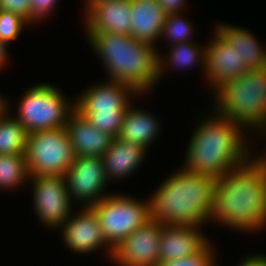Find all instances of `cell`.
<instances>
[{
    "mask_svg": "<svg viewBox=\"0 0 266 266\" xmlns=\"http://www.w3.org/2000/svg\"><path fill=\"white\" fill-rule=\"evenodd\" d=\"M210 221L243 233L266 229V164L258 154L216 179Z\"/></svg>",
    "mask_w": 266,
    "mask_h": 266,
    "instance_id": "obj_1",
    "label": "cell"
},
{
    "mask_svg": "<svg viewBox=\"0 0 266 266\" xmlns=\"http://www.w3.org/2000/svg\"><path fill=\"white\" fill-rule=\"evenodd\" d=\"M213 112L197 121L199 124L191 131L182 167L188 172L218 179L248 161L256 150L253 151L251 144L253 139L248 140L247 134L251 132L215 110Z\"/></svg>",
    "mask_w": 266,
    "mask_h": 266,
    "instance_id": "obj_2",
    "label": "cell"
},
{
    "mask_svg": "<svg viewBox=\"0 0 266 266\" xmlns=\"http://www.w3.org/2000/svg\"><path fill=\"white\" fill-rule=\"evenodd\" d=\"M149 195L151 219L162 225L197 226L209 222L216 179L182 166Z\"/></svg>",
    "mask_w": 266,
    "mask_h": 266,
    "instance_id": "obj_3",
    "label": "cell"
},
{
    "mask_svg": "<svg viewBox=\"0 0 266 266\" xmlns=\"http://www.w3.org/2000/svg\"><path fill=\"white\" fill-rule=\"evenodd\" d=\"M89 46L96 53L108 79L130 85L144 95L159 81V55L153 44L117 33H85Z\"/></svg>",
    "mask_w": 266,
    "mask_h": 266,
    "instance_id": "obj_4",
    "label": "cell"
},
{
    "mask_svg": "<svg viewBox=\"0 0 266 266\" xmlns=\"http://www.w3.org/2000/svg\"><path fill=\"white\" fill-rule=\"evenodd\" d=\"M213 95L219 115L260 135L266 126V67L224 82Z\"/></svg>",
    "mask_w": 266,
    "mask_h": 266,
    "instance_id": "obj_5",
    "label": "cell"
},
{
    "mask_svg": "<svg viewBox=\"0 0 266 266\" xmlns=\"http://www.w3.org/2000/svg\"><path fill=\"white\" fill-rule=\"evenodd\" d=\"M61 89L49 83H36L22 94L15 118L28 133L64 128L76 109L75 99H67Z\"/></svg>",
    "mask_w": 266,
    "mask_h": 266,
    "instance_id": "obj_6",
    "label": "cell"
},
{
    "mask_svg": "<svg viewBox=\"0 0 266 266\" xmlns=\"http://www.w3.org/2000/svg\"><path fill=\"white\" fill-rule=\"evenodd\" d=\"M91 208L99 219L105 239L113 249L151 218L149 198L139 201L126 193L124 195L113 191Z\"/></svg>",
    "mask_w": 266,
    "mask_h": 266,
    "instance_id": "obj_7",
    "label": "cell"
},
{
    "mask_svg": "<svg viewBox=\"0 0 266 266\" xmlns=\"http://www.w3.org/2000/svg\"><path fill=\"white\" fill-rule=\"evenodd\" d=\"M25 157L30 177L65 175L76 158L65 127L29 133Z\"/></svg>",
    "mask_w": 266,
    "mask_h": 266,
    "instance_id": "obj_8",
    "label": "cell"
},
{
    "mask_svg": "<svg viewBox=\"0 0 266 266\" xmlns=\"http://www.w3.org/2000/svg\"><path fill=\"white\" fill-rule=\"evenodd\" d=\"M29 182L33 184V207L39 222L48 229L60 228L74 211L65 176L30 177Z\"/></svg>",
    "mask_w": 266,
    "mask_h": 266,
    "instance_id": "obj_9",
    "label": "cell"
},
{
    "mask_svg": "<svg viewBox=\"0 0 266 266\" xmlns=\"http://www.w3.org/2000/svg\"><path fill=\"white\" fill-rule=\"evenodd\" d=\"M64 176L70 198L73 204L80 202L79 207H92L111 194L106 192L109 182L102 157H76Z\"/></svg>",
    "mask_w": 266,
    "mask_h": 266,
    "instance_id": "obj_10",
    "label": "cell"
},
{
    "mask_svg": "<svg viewBox=\"0 0 266 266\" xmlns=\"http://www.w3.org/2000/svg\"><path fill=\"white\" fill-rule=\"evenodd\" d=\"M80 209L76 213L72 212L59 228L63 245L67 250L69 248L71 252L82 255L104 249L105 257L111 261L114 249L105 239L95 211L91 207Z\"/></svg>",
    "mask_w": 266,
    "mask_h": 266,
    "instance_id": "obj_11",
    "label": "cell"
},
{
    "mask_svg": "<svg viewBox=\"0 0 266 266\" xmlns=\"http://www.w3.org/2000/svg\"><path fill=\"white\" fill-rule=\"evenodd\" d=\"M161 227L150 218L116 246L110 262L117 266H158Z\"/></svg>",
    "mask_w": 266,
    "mask_h": 266,
    "instance_id": "obj_12",
    "label": "cell"
},
{
    "mask_svg": "<svg viewBox=\"0 0 266 266\" xmlns=\"http://www.w3.org/2000/svg\"><path fill=\"white\" fill-rule=\"evenodd\" d=\"M206 43L204 82L215 92L224 82L248 71L242 56L216 31Z\"/></svg>",
    "mask_w": 266,
    "mask_h": 266,
    "instance_id": "obj_13",
    "label": "cell"
},
{
    "mask_svg": "<svg viewBox=\"0 0 266 266\" xmlns=\"http://www.w3.org/2000/svg\"><path fill=\"white\" fill-rule=\"evenodd\" d=\"M87 88L75 97L77 111L127 110L131 103H135L132 99L141 96L130 85L112 80L95 83Z\"/></svg>",
    "mask_w": 266,
    "mask_h": 266,
    "instance_id": "obj_14",
    "label": "cell"
},
{
    "mask_svg": "<svg viewBox=\"0 0 266 266\" xmlns=\"http://www.w3.org/2000/svg\"><path fill=\"white\" fill-rule=\"evenodd\" d=\"M131 0H102L83 15L85 33H117L131 35Z\"/></svg>",
    "mask_w": 266,
    "mask_h": 266,
    "instance_id": "obj_15",
    "label": "cell"
},
{
    "mask_svg": "<svg viewBox=\"0 0 266 266\" xmlns=\"http://www.w3.org/2000/svg\"><path fill=\"white\" fill-rule=\"evenodd\" d=\"M201 227L162 225L159 261L168 262L200 253L211 241Z\"/></svg>",
    "mask_w": 266,
    "mask_h": 266,
    "instance_id": "obj_16",
    "label": "cell"
},
{
    "mask_svg": "<svg viewBox=\"0 0 266 266\" xmlns=\"http://www.w3.org/2000/svg\"><path fill=\"white\" fill-rule=\"evenodd\" d=\"M65 129L67 130L76 157H102L109 149L113 140V137L108 133L96 129L76 109L69 116Z\"/></svg>",
    "mask_w": 266,
    "mask_h": 266,
    "instance_id": "obj_17",
    "label": "cell"
},
{
    "mask_svg": "<svg viewBox=\"0 0 266 266\" xmlns=\"http://www.w3.org/2000/svg\"><path fill=\"white\" fill-rule=\"evenodd\" d=\"M146 153L147 149L140 145L113 138L109 149L102 156L108 182L132 176L142 165Z\"/></svg>",
    "mask_w": 266,
    "mask_h": 266,
    "instance_id": "obj_18",
    "label": "cell"
},
{
    "mask_svg": "<svg viewBox=\"0 0 266 266\" xmlns=\"http://www.w3.org/2000/svg\"><path fill=\"white\" fill-rule=\"evenodd\" d=\"M131 9V35L157 48L166 18L158 0H131Z\"/></svg>",
    "mask_w": 266,
    "mask_h": 266,
    "instance_id": "obj_19",
    "label": "cell"
},
{
    "mask_svg": "<svg viewBox=\"0 0 266 266\" xmlns=\"http://www.w3.org/2000/svg\"><path fill=\"white\" fill-rule=\"evenodd\" d=\"M220 23V24H219ZM217 21L215 30L242 56L248 70L266 67V47L244 27Z\"/></svg>",
    "mask_w": 266,
    "mask_h": 266,
    "instance_id": "obj_20",
    "label": "cell"
},
{
    "mask_svg": "<svg viewBox=\"0 0 266 266\" xmlns=\"http://www.w3.org/2000/svg\"><path fill=\"white\" fill-rule=\"evenodd\" d=\"M132 104L125 113L117 138L148 150L161 131L159 118L154 116V112L137 108Z\"/></svg>",
    "mask_w": 266,
    "mask_h": 266,
    "instance_id": "obj_21",
    "label": "cell"
},
{
    "mask_svg": "<svg viewBox=\"0 0 266 266\" xmlns=\"http://www.w3.org/2000/svg\"><path fill=\"white\" fill-rule=\"evenodd\" d=\"M167 55H159V81L166 70H188L197 64L201 66L202 75L205 74L206 44L202 47L197 42L179 43L169 46ZM172 68H168V67ZM188 68V69H187Z\"/></svg>",
    "mask_w": 266,
    "mask_h": 266,
    "instance_id": "obj_22",
    "label": "cell"
},
{
    "mask_svg": "<svg viewBox=\"0 0 266 266\" xmlns=\"http://www.w3.org/2000/svg\"><path fill=\"white\" fill-rule=\"evenodd\" d=\"M10 107L6 99V110L0 115V155L25 154L29 133L14 114L10 115Z\"/></svg>",
    "mask_w": 266,
    "mask_h": 266,
    "instance_id": "obj_23",
    "label": "cell"
},
{
    "mask_svg": "<svg viewBox=\"0 0 266 266\" xmlns=\"http://www.w3.org/2000/svg\"><path fill=\"white\" fill-rule=\"evenodd\" d=\"M29 178L25 154L0 155V190L19 189Z\"/></svg>",
    "mask_w": 266,
    "mask_h": 266,
    "instance_id": "obj_24",
    "label": "cell"
},
{
    "mask_svg": "<svg viewBox=\"0 0 266 266\" xmlns=\"http://www.w3.org/2000/svg\"><path fill=\"white\" fill-rule=\"evenodd\" d=\"M193 22H191L182 13L167 14L165 23L161 31L160 39L167 40V45L172 46L174 44L197 42L194 41L193 35L196 30ZM170 43V44H169Z\"/></svg>",
    "mask_w": 266,
    "mask_h": 266,
    "instance_id": "obj_25",
    "label": "cell"
},
{
    "mask_svg": "<svg viewBox=\"0 0 266 266\" xmlns=\"http://www.w3.org/2000/svg\"><path fill=\"white\" fill-rule=\"evenodd\" d=\"M127 110L79 111L98 130L117 138Z\"/></svg>",
    "mask_w": 266,
    "mask_h": 266,
    "instance_id": "obj_26",
    "label": "cell"
},
{
    "mask_svg": "<svg viewBox=\"0 0 266 266\" xmlns=\"http://www.w3.org/2000/svg\"><path fill=\"white\" fill-rule=\"evenodd\" d=\"M30 24L18 14L0 9V40L7 46Z\"/></svg>",
    "mask_w": 266,
    "mask_h": 266,
    "instance_id": "obj_27",
    "label": "cell"
},
{
    "mask_svg": "<svg viewBox=\"0 0 266 266\" xmlns=\"http://www.w3.org/2000/svg\"><path fill=\"white\" fill-rule=\"evenodd\" d=\"M212 241L200 252L190 257H183L168 262H160L158 266H218L217 256L211 244Z\"/></svg>",
    "mask_w": 266,
    "mask_h": 266,
    "instance_id": "obj_28",
    "label": "cell"
},
{
    "mask_svg": "<svg viewBox=\"0 0 266 266\" xmlns=\"http://www.w3.org/2000/svg\"><path fill=\"white\" fill-rule=\"evenodd\" d=\"M60 0H30V25L43 22L52 11L55 10L56 4Z\"/></svg>",
    "mask_w": 266,
    "mask_h": 266,
    "instance_id": "obj_29",
    "label": "cell"
},
{
    "mask_svg": "<svg viewBox=\"0 0 266 266\" xmlns=\"http://www.w3.org/2000/svg\"><path fill=\"white\" fill-rule=\"evenodd\" d=\"M0 9L18 14L30 24V0H0Z\"/></svg>",
    "mask_w": 266,
    "mask_h": 266,
    "instance_id": "obj_30",
    "label": "cell"
},
{
    "mask_svg": "<svg viewBox=\"0 0 266 266\" xmlns=\"http://www.w3.org/2000/svg\"><path fill=\"white\" fill-rule=\"evenodd\" d=\"M187 0H158L160 7L167 14L183 13Z\"/></svg>",
    "mask_w": 266,
    "mask_h": 266,
    "instance_id": "obj_31",
    "label": "cell"
},
{
    "mask_svg": "<svg viewBox=\"0 0 266 266\" xmlns=\"http://www.w3.org/2000/svg\"><path fill=\"white\" fill-rule=\"evenodd\" d=\"M237 266H266V255L255 253L248 255Z\"/></svg>",
    "mask_w": 266,
    "mask_h": 266,
    "instance_id": "obj_32",
    "label": "cell"
},
{
    "mask_svg": "<svg viewBox=\"0 0 266 266\" xmlns=\"http://www.w3.org/2000/svg\"><path fill=\"white\" fill-rule=\"evenodd\" d=\"M8 54V46L0 40V70L6 67L9 61Z\"/></svg>",
    "mask_w": 266,
    "mask_h": 266,
    "instance_id": "obj_33",
    "label": "cell"
},
{
    "mask_svg": "<svg viewBox=\"0 0 266 266\" xmlns=\"http://www.w3.org/2000/svg\"><path fill=\"white\" fill-rule=\"evenodd\" d=\"M6 110V97L0 94V115Z\"/></svg>",
    "mask_w": 266,
    "mask_h": 266,
    "instance_id": "obj_34",
    "label": "cell"
},
{
    "mask_svg": "<svg viewBox=\"0 0 266 266\" xmlns=\"http://www.w3.org/2000/svg\"><path fill=\"white\" fill-rule=\"evenodd\" d=\"M84 1H85L84 13H85L94 3L102 0H84Z\"/></svg>",
    "mask_w": 266,
    "mask_h": 266,
    "instance_id": "obj_35",
    "label": "cell"
},
{
    "mask_svg": "<svg viewBox=\"0 0 266 266\" xmlns=\"http://www.w3.org/2000/svg\"><path fill=\"white\" fill-rule=\"evenodd\" d=\"M256 153H260L258 155L263 159L264 163L266 164V151H265V153H264V151L262 153L260 151L259 152L256 151Z\"/></svg>",
    "mask_w": 266,
    "mask_h": 266,
    "instance_id": "obj_36",
    "label": "cell"
},
{
    "mask_svg": "<svg viewBox=\"0 0 266 266\" xmlns=\"http://www.w3.org/2000/svg\"><path fill=\"white\" fill-rule=\"evenodd\" d=\"M260 133H261L260 137L262 136V138H263V136H265L264 138H266V126L264 127V129Z\"/></svg>",
    "mask_w": 266,
    "mask_h": 266,
    "instance_id": "obj_37",
    "label": "cell"
}]
</instances>
